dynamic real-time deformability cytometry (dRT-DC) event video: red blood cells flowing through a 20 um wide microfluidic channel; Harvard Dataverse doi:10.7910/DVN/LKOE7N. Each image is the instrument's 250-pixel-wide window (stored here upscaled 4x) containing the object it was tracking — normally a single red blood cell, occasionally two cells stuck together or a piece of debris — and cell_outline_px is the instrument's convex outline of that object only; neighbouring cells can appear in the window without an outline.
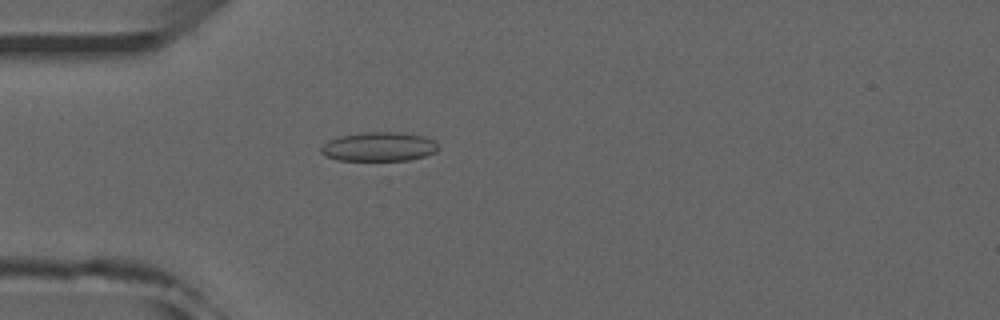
{"species": "common noctule bat (a hibernating species)", "species_latin": "Nyctalus noctula", "temperature_condition": "room temperature", "stored_images_in_passage": 46, "camera_frame_rate_fps": 3000, "um_per_image_px": 0.085, "animal": {"sex": "male", "forearm_length_mm": 52.5}, "frame": {"image": 1, "passage_image": 9, "time_ms": 2.667, "image_size_px": [1000, 320], "cell_outline_px": [[440, 148], [436, 152], [424, 156], [408, 160], [340, 160], [324, 156], [320, 152], [320, 148], [328, 140], [340, 136], [360, 132], [400, 132], [424, 136], [436, 140]], "centroid_in_image_um": [32.23, 12.46], "position_along_channel_um": 52.8, "area_um2": 20.11}}
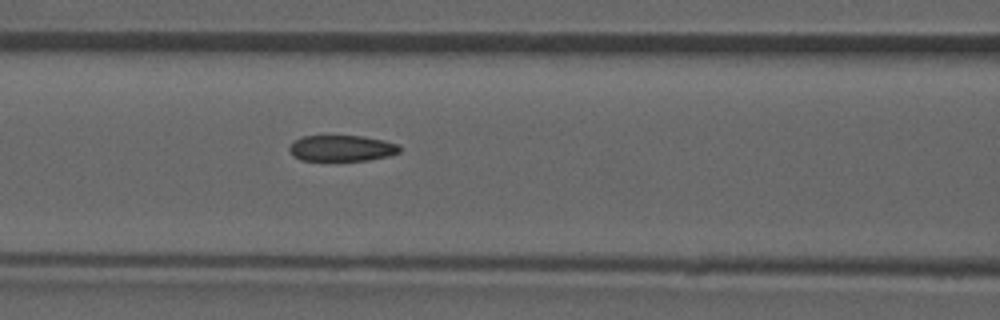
{"frame": {"image": 2, "passage_image": 16, "time_ms": 5.0, "image_size_px": [1000, 320], "cell_outline_px": [[400, 152], [388, 156], [368, 160], [300, 160], [292, 156], [288, 148], [292, 140], [304, 136], [364, 136], [384, 140], [396, 144], [400, 148]], "centroid_in_image_um": [29.0, 12.59], "position_along_channel_um": 137.6, "area_um2": 16.76}}
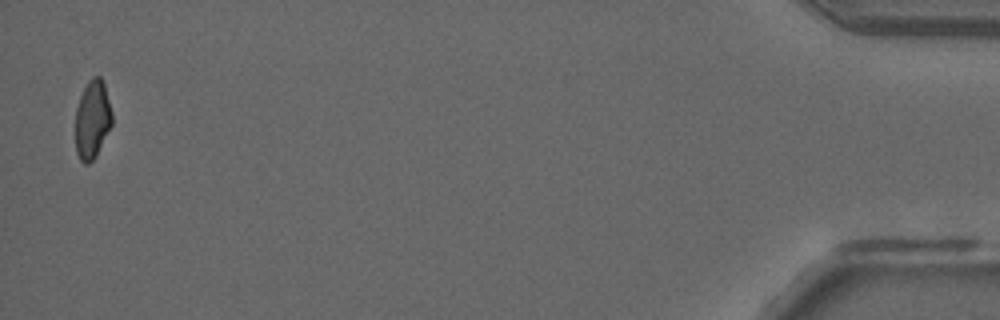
{"frame": {"image": 3, "passage_image": 45, "time_ms": 14.667, "image_size_px": [1000, 320], "cell_outline_px": [[112, 124], [96, 156], [88, 164], [84, 164], [80, 160], [76, 152], [76, 108], [80, 96], [88, 80], [92, 76], [100, 76], [104, 80], [112, 112]], "centroid_in_image_um": [7.86, 10.13], "position_along_channel_um": 427.3, "area_um2": 16.88}, "authors_computed_cell_mechanics": {"area_um2": 17.9469, "velocity_mm_per_s": 3.9724, "shape_relaxation_time_tau1_ms": null, "shape_relaxation_time_tau2_ms": 1.6621, "deformation_change_tau1": null, "deformation_change_tau2": 0.0699}}